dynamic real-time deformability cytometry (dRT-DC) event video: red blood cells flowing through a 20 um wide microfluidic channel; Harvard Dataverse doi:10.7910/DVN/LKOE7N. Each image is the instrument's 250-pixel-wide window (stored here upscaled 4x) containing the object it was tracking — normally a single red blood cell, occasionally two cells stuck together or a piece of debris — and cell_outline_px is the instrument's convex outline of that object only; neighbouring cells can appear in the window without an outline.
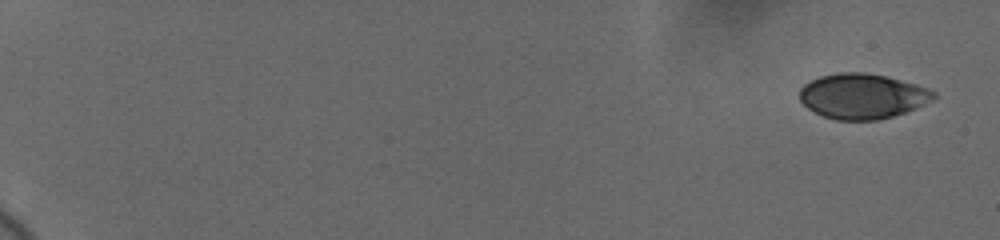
{"species": "human", "species_latin": "Homo sapiens", "temperature_condition": "cold", "stored_images_in_passage": 15, "camera_frame_rate_fps": 3000, "um_per_image_px": 0.085, "donor": {"sex": "female"}, "frame": {"image": 1, "passage_image": 1, "time_ms": 0.0, "image_size_px": [1000, 240], "cell_outline_px": [[936, 96], [932, 100], [916, 108], [892, 116], [876, 120], [836, 120], [824, 116], [808, 108], [800, 100], [800, 88], [808, 80], [820, 76], [836, 72], [864, 72], [884, 76], [916, 84], [928, 88], [936, 92]], "centroid_in_image_um": [73.29, 8.16], "position_along_channel_um": 11.7, "area_um2": 35.2}}